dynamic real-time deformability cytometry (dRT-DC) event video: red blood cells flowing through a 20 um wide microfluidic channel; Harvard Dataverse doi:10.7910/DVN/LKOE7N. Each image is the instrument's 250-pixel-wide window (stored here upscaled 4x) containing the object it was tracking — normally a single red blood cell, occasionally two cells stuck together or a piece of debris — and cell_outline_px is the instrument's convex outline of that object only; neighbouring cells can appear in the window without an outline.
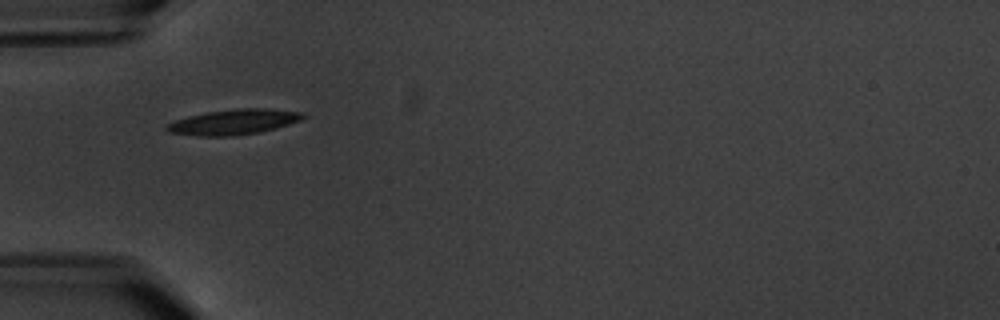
{"species": "common noctule bat (a hibernating species)", "species_latin": "Nyctalus noctula", "temperature_condition": "warm", "stored_images_in_passage": 6, "camera_frame_rate_fps": 3000, "um_per_image_px": 0.085, "animal": {"sex": "male", "body_mass_g": 20.1, "forearm_length_mm": 53.5}, "frame": {"image": 1, "passage_image": 5, "time_ms": 5.0, "image_size_px": [1000, 320], "cell_outline_px": [[308, 116], [300, 120], [276, 128], [260, 132], [232, 136], [200, 136], [168, 132], [164, 128], [164, 124], [188, 116], [204, 112], [236, 108], [264, 108], [304, 112]], "centroid_in_image_um": [19.85, 10.36], "position_along_channel_um": 65.1, "area_um2": 20.29}}